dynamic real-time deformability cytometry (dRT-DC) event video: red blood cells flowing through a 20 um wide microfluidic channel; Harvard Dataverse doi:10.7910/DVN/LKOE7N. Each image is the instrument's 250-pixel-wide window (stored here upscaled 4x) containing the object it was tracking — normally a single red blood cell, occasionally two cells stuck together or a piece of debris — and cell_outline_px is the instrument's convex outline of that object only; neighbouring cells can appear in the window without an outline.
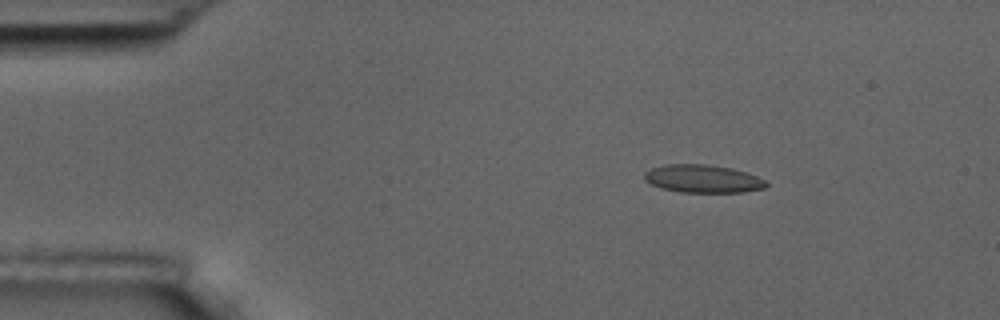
{"species": "common noctule bat (a hibernating species)", "species_latin": "Nyctalus noctula", "temperature_condition": "room temperature", "stored_images_in_passage": 4, "camera_frame_rate_fps": 3000, "um_per_image_px": 0.085, "animal": {"sex": "male", "body_mass_g": 17.5, "forearm_length_mm": 52.3}, "frame": {"image": 1, "passage_image": 1, "time_ms": 0.0, "image_size_px": [1000, 320], "cell_outline_px": [[768, 184], [764, 188], [744, 192], [680, 192], [660, 188], [644, 180], [644, 172], [652, 168], [664, 164], [704, 164], [732, 168], [748, 172], [764, 180]], "centroid_in_image_um": [59.73, 15.19], "position_along_channel_um": 25.3, "area_um2": 19.88}}
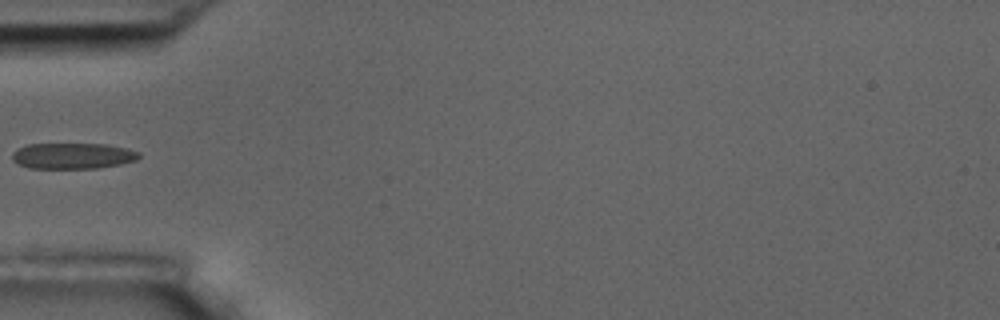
{"frame": {"image": 2, "passage_image": 4, "time_ms": 3.333, "image_size_px": [1000, 320], "cell_outline_px": [[140, 156], [136, 160], [120, 164], [96, 168], [28, 168], [12, 160], [12, 152], [16, 148], [28, 144], [108, 144], [140, 152]], "centroid_in_image_um": [6.15, 13.24], "position_along_channel_um": 78.8, "area_um2": 19.13}}